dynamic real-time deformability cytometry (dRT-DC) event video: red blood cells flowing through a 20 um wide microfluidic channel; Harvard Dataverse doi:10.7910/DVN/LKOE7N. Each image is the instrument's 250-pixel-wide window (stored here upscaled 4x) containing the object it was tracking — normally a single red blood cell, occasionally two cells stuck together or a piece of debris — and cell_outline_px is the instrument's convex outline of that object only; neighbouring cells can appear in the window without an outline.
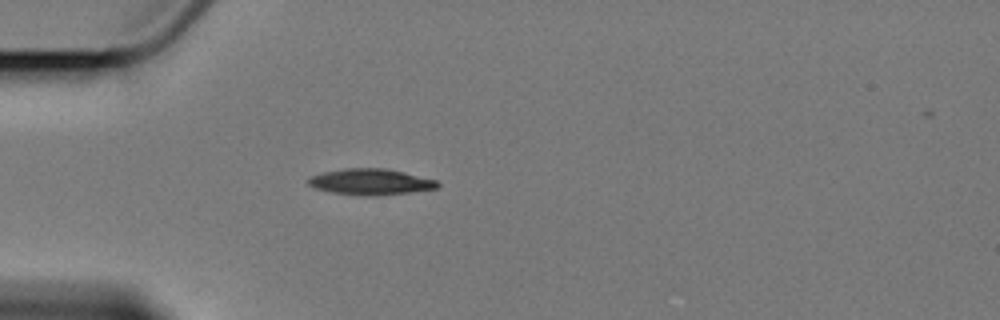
{"species": "Egyptian fruit bat (a non-hibernating species)", "species_latin": "Rousettus aegyptiacus", "temperature_condition": "cold", "stored_images_in_passage": 5, "camera_frame_rate_fps": 3000, "um_per_image_px": 0.085, "animal": {"sex": "female"}, "frame": {"image": 1, "passage_image": 4, "time_ms": 3.667, "image_size_px": [1000, 320], "cell_outline_px": [[440, 184], [436, 188], [408, 192], [332, 192], [316, 188], [308, 184], [308, 180], [312, 176], [324, 172], [344, 168], [388, 168], [436, 180]], "centroid_in_image_um": [31.51, 15.38], "position_along_channel_um": 53.5, "area_um2": 18.15}}